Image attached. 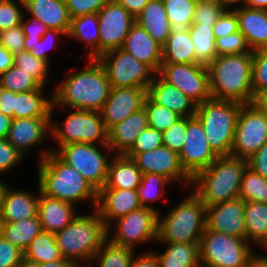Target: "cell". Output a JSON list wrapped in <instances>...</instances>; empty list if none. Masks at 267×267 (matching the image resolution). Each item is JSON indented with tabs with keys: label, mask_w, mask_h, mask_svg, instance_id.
<instances>
[{
	"label": "cell",
	"mask_w": 267,
	"mask_h": 267,
	"mask_svg": "<svg viewBox=\"0 0 267 267\" xmlns=\"http://www.w3.org/2000/svg\"><path fill=\"white\" fill-rule=\"evenodd\" d=\"M86 67L67 76L54 90L56 106L100 112L111 89L106 72L97 59H88Z\"/></svg>",
	"instance_id": "1"
},
{
	"label": "cell",
	"mask_w": 267,
	"mask_h": 267,
	"mask_svg": "<svg viewBox=\"0 0 267 267\" xmlns=\"http://www.w3.org/2000/svg\"><path fill=\"white\" fill-rule=\"evenodd\" d=\"M39 155L38 187L42 194L73 204L92 200L93 210L96 208L98 191L90 182L51 149H44Z\"/></svg>",
	"instance_id": "2"
},
{
	"label": "cell",
	"mask_w": 267,
	"mask_h": 267,
	"mask_svg": "<svg viewBox=\"0 0 267 267\" xmlns=\"http://www.w3.org/2000/svg\"><path fill=\"white\" fill-rule=\"evenodd\" d=\"M253 52L217 56L208 66L212 99L254 103Z\"/></svg>",
	"instance_id": "3"
},
{
	"label": "cell",
	"mask_w": 267,
	"mask_h": 267,
	"mask_svg": "<svg viewBox=\"0 0 267 267\" xmlns=\"http://www.w3.org/2000/svg\"><path fill=\"white\" fill-rule=\"evenodd\" d=\"M247 167L245 159L218 156L208 168L191 178V184H196L193 193L206 207L237 198Z\"/></svg>",
	"instance_id": "4"
},
{
	"label": "cell",
	"mask_w": 267,
	"mask_h": 267,
	"mask_svg": "<svg viewBox=\"0 0 267 267\" xmlns=\"http://www.w3.org/2000/svg\"><path fill=\"white\" fill-rule=\"evenodd\" d=\"M54 235L62 256L82 267L80 262L92 261L107 239V227L94 209L90 215L78 214L68 226Z\"/></svg>",
	"instance_id": "5"
},
{
	"label": "cell",
	"mask_w": 267,
	"mask_h": 267,
	"mask_svg": "<svg viewBox=\"0 0 267 267\" xmlns=\"http://www.w3.org/2000/svg\"><path fill=\"white\" fill-rule=\"evenodd\" d=\"M206 229V206L192 192L165 217L158 215V238L162 243H199Z\"/></svg>",
	"instance_id": "6"
},
{
	"label": "cell",
	"mask_w": 267,
	"mask_h": 267,
	"mask_svg": "<svg viewBox=\"0 0 267 267\" xmlns=\"http://www.w3.org/2000/svg\"><path fill=\"white\" fill-rule=\"evenodd\" d=\"M243 104L210 99L196 106L195 117L203 126L205 137L218 156H230L237 117Z\"/></svg>",
	"instance_id": "7"
},
{
	"label": "cell",
	"mask_w": 267,
	"mask_h": 267,
	"mask_svg": "<svg viewBox=\"0 0 267 267\" xmlns=\"http://www.w3.org/2000/svg\"><path fill=\"white\" fill-rule=\"evenodd\" d=\"M248 243L206 227L199 242L201 267H250L254 251Z\"/></svg>",
	"instance_id": "8"
},
{
	"label": "cell",
	"mask_w": 267,
	"mask_h": 267,
	"mask_svg": "<svg viewBox=\"0 0 267 267\" xmlns=\"http://www.w3.org/2000/svg\"><path fill=\"white\" fill-rule=\"evenodd\" d=\"M63 125V127L59 126L50 120V134L57 141L59 147L52 152L56 153L62 146L71 143L95 145L98 142L104 149L109 148L108 130L100 112L74 109L66 116Z\"/></svg>",
	"instance_id": "9"
},
{
	"label": "cell",
	"mask_w": 267,
	"mask_h": 267,
	"mask_svg": "<svg viewBox=\"0 0 267 267\" xmlns=\"http://www.w3.org/2000/svg\"><path fill=\"white\" fill-rule=\"evenodd\" d=\"M97 60L104 68L110 86L114 88L141 87L148 90L157 74L149 65L121 48L108 51Z\"/></svg>",
	"instance_id": "10"
},
{
	"label": "cell",
	"mask_w": 267,
	"mask_h": 267,
	"mask_svg": "<svg viewBox=\"0 0 267 267\" xmlns=\"http://www.w3.org/2000/svg\"><path fill=\"white\" fill-rule=\"evenodd\" d=\"M267 142V115L255 104L239 111L230 156L248 160Z\"/></svg>",
	"instance_id": "11"
},
{
	"label": "cell",
	"mask_w": 267,
	"mask_h": 267,
	"mask_svg": "<svg viewBox=\"0 0 267 267\" xmlns=\"http://www.w3.org/2000/svg\"><path fill=\"white\" fill-rule=\"evenodd\" d=\"M98 145L86 143H71L62 146L56 154L68 165L77 170L97 190H101L106 183L108 167V153L112 150L106 148L102 153Z\"/></svg>",
	"instance_id": "12"
},
{
	"label": "cell",
	"mask_w": 267,
	"mask_h": 267,
	"mask_svg": "<svg viewBox=\"0 0 267 267\" xmlns=\"http://www.w3.org/2000/svg\"><path fill=\"white\" fill-rule=\"evenodd\" d=\"M157 75L196 105L210 100L208 68L202 64L162 63Z\"/></svg>",
	"instance_id": "13"
},
{
	"label": "cell",
	"mask_w": 267,
	"mask_h": 267,
	"mask_svg": "<svg viewBox=\"0 0 267 267\" xmlns=\"http://www.w3.org/2000/svg\"><path fill=\"white\" fill-rule=\"evenodd\" d=\"M158 215L156 210L141 207L116 221V233L109 239L116 245L134 249L137 244L157 241Z\"/></svg>",
	"instance_id": "14"
},
{
	"label": "cell",
	"mask_w": 267,
	"mask_h": 267,
	"mask_svg": "<svg viewBox=\"0 0 267 267\" xmlns=\"http://www.w3.org/2000/svg\"><path fill=\"white\" fill-rule=\"evenodd\" d=\"M99 21V56L121 48L135 17L114 0L106 3L97 13Z\"/></svg>",
	"instance_id": "15"
},
{
	"label": "cell",
	"mask_w": 267,
	"mask_h": 267,
	"mask_svg": "<svg viewBox=\"0 0 267 267\" xmlns=\"http://www.w3.org/2000/svg\"><path fill=\"white\" fill-rule=\"evenodd\" d=\"M218 157L206 140L200 121L187 117L186 140L179 159L184 171L192 178L197 172L208 168Z\"/></svg>",
	"instance_id": "16"
},
{
	"label": "cell",
	"mask_w": 267,
	"mask_h": 267,
	"mask_svg": "<svg viewBox=\"0 0 267 267\" xmlns=\"http://www.w3.org/2000/svg\"><path fill=\"white\" fill-rule=\"evenodd\" d=\"M124 155L135 162L142 174H162L172 182L180 180L191 184V177L182 168L179 154L167 146L162 145L143 153H125Z\"/></svg>",
	"instance_id": "17"
},
{
	"label": "cell",
	"mask_w": 267,
	"mask_h": 267,
	"mask_svg": "<svg viewBox=\"0 0 267 267\" xmlns=\"http://www.w3.org/2000/svg\"><path fill=\"white\" fill-rule=\"evenodd\" d=\"M147 89L141 87H111L100 113L106 129L122 122L132 113L143 108Z\"/></svg>",
	"instance_id": "18"
},
{
	"label": "cell",
	"mask_w": 267,
	"mask_h": 267,
	"mask_svg": "<svg viewBox=\"0 0 267 267\" xmlns=\"http://www.w3.org/2000/svg\"><path fill=\"white\" fill-rule=\"evenodd\" d=\"M245 201L240 197L206 207V227L246 240Z\"/></svg>",
	"instance_id": "19"
},
{
	"label": "cell",
	"mask_w": 267,
	"mask_h": 267,
	"mask_svg": "<svg viewBox=\"0 0 267 267\" xmlns=\"http://www.w3.org/2000/svg\"><path fill=\"white\" fill-rule=\"evenodd\" d=\"M137 190L102 188L98 191L95 210L107 227V235L111 232L112 220L127 215L141 208Z\"/></svg>",
	"instance_id": "20"
},
{
	"label": "cell",
	"mask_w": 267,
	"mask_h": 267,
	"mask_svg": "<svg viewBox=\"0 0 267 267\" xmlns=\"http://www.w3.org/2000/svg\"><path fill=\"white\" fill-rule=\"evenodd\" d=\"M51 117L14 118L11 120L7 140L21 154L34 145L45 142L47 133H50Z\"/></svg>",
	"instance_id": "21"
},
{
	"label": "cell",
	"mask_w": 267,
	"mask_h": 267,
	"mask_svg": "<svg viewBox=\"0 0 267 267\" xmlns=\"http://www.w3.org/2000/svg\"><path fill=\"white\" fill-rule=\"evenodd\" d=\"M121 49L132 54L138 61L149 65L158 73L162 64V45L155 41L138 23H134Z\"/></svg>",
	"instance_id": "22"
},
{
	"label": "cell",
	"mask_w": 267,
	"mask_h": 267,
	"mask_svg": "<svg viewBox=\"0 0 267 267\" xmlns=\"http://www.w3.org/2000/svg\"><path fill=\"white\" fill-rule=\"evenodd\" d=\"M148 127L147 113L140 109L108 131V146L116 154H125L137 137Z\"/></svg>",
	"instance_id": "23"
},
{
	"label": "cell",
	"mask_w": 267,
	"mask_h": 267,
	"mask_svg": "<svg viewBox=\"0 0 267 267\" xmlns=\"http://www.w3.org/2000/svg\"><path fill=\"white\" fill-rule=\"evenodd\" d=\"M74 211L73 203L47 197L40 192L38 216L44 232L55 234L63 230L77 217Z\"/></svg>",
	"instance_id": "24"
},
{
	"label": "cell",
	"mask_w": 267,
	"mask_h": 267,
	"mask_svg": "<svg viewBox=\"0 0 267 267\" xmlns=\"http://www.w3.org/2000/svg\"><path fill=\"white\" fill-rule=\"evenodd\" d=\"M40 188L37 195L30 191L9 187L5 190L0 217L4 222H15L38 216Z\"/></svg>",
	"instance_id": "25"
},
{
	"label": "cell",
	"mask_w": 267,
	"mask_h": 267,
	"mask_svg": "<svg viewBox=\"0 0 267 267\" xmlns=\"http://www.w3.org/2000/svg\"><path fill=\"white\" fill-rule=\"evenodd\" d=\"M147 95L157 104L165 106L181 117H194L196 104L176 87L163 81L157 74Z\"/></svg>",
	"instance_id": "26"
},
{
	"label": "cell",
	"mask_w": 267,
	"mask_h": 267,
	"mask_svg": "<svg viewBox=\"0 0 267 267\" xmlns=\"http://www.w3.org/2000/svg\"><path fill=\"white\" fill-rule=\"evenodd\" d=\"M241 6L233 10L238 18L239 31L251 51L267 47V10Z\"/></svg>",
	"instance_id": "27"
},
{
	"label": "cell",
	"mask_w": 267,
	"mask_h": 267,
	"mask_svg": "<svg viewBox=\"0 0 267 267\" xmlns=\"http://www.w3.org/2000/svg\"><path fill=\"white\" fill-rule=\"evenodd\" d=\"M24 4V9L32 17L41 20L49 29L63 31L67 36L71 18L65 0H24Z\"/></svg>",
	"instance_id": "28"
},
{
	"label": "cell",
	"mask_w": 267,
	"mask_h": 267,
	"mask_svg": "<svg viewBox=\"0 0 267 267\" xmlns=\"http://www.w3.org/2000/svg\"><path fill=\"white\" fill-rule=\"evenodd\" d=\"M135 22L162 46L166 43L171 25L166 14L163 0H149Z\"/></svg>",
	"instance_id": "29"
},
{
	"label": "cell",
	"mask_w": 267,
	"mask_h": 267,
	"mask_svg": "<svg viewBox=\"0 0 267 267\" xmlns=\"http://www.w3.org/2000/svg\"><path fill=\"white\" fill-rule=\"evenodd\" d=\"M141 179L142 172L135 162L124 154H116L110 160L107 180L103 188L137 190Z\"/></svg>",
	"instance_id": "30"
},
{
	"label": "cell",
	"mask_w": 267,
	"mask_h": 267,
	"mask_svg": "<svg viewBox=\"0 0 267 267\" xmlns=\"http://www.w3.org/2000/svg\"><path fill=\"white\" fill-rule=\"evenodd\" d=\"M44 87L28 92L16 93L14 118L51 117L54 108L53 96L44 97Z\"/></svg>",
	"instance_id": "31"
},
{
	"label": "cell",
	"mask_w": 267,
	"mask_h": 267,
	"mask_svg": "<svg viewBox=\"0 0 267 267\" xmlns=\"http://www.w3.org/2000/svg\"><path fill=\"white\" fill-rule=\"evenodd\" d=\"M99 21L97 13L85 14L71 18L70 29L67 37L84 42L90 48L88 59L99 57Z\"/></svg>",
	"instance_id": "32"
},
{
	"label": "cell",
	"mask_w": 267,
	"mask_h": 267,
	"mask_svg": "<svg viewBox=\"0 0 267 267\" xmlns=\"http://www.w3.org/2000/svg\"><path fill=\"white\" fill-rule=\"evenodd\" d=\"M246 240L267 250V203L245 202Z\"/></svg>",
	"instance_id": "33"
},
{
	"label": "cell",
	"mask_w": 267,
	"mask_h": 267,
	"mask_svg": "<svg viewBox=\"0 0 267 267\" xmlns=\"http://www.w3.org/2000/svg\"><path fill=\"white\" fill-rule=\"evenodd\" d=\"M162 63L198 64L189 31L170 33L162 46Z\"/></svg>",
	"instance_id": "34"
},
{
	"label": "cell",
	"mask_w": 267,
	"mask_h": 267,
	"mask_svg": "<svg viewBox=\"0 0 267 267\" xmlns=\"http://www.w3.org/2000/svg\"><path fill=\"white\" fill-rule=\"evenodd\" d=\"M166 250L157 254L160 267H201L199 243H164Z\"/></svg>",
	"instance_id": "35"
},
{
	"label": "cell",
	"mask_w": 267,
	"mask_h": 267,
	"mask_svg": "<svg viewBox=\"0 0 267 267\" xmlns=\"http://www.w3.org/2000/svg\"><path fill=\"white\" fill-rule=\"evenodd\" d=\"M42 231L39 216H35L15 222H4L3 238L24 252Z\"/></svg>",
	"instance_id": "36"
},
{
	"label": "cell",
	"mask_w": 267,
	"mask_h": 267,
	"mask_svg": "<svg viewBox=\"0 0 267 267\" xmlns=\"http://www.w3.org/2000/svg\"><path fill=\"white\" fill-rule=\"evenodd\" d=\"M53 233L42 231L24 250V260L36 265L62 260Z\"/></svg>",
	"instance_id": "37"
},
{
	"label": "cell",
	"mask_w": 267,
	"mask_h": 267,
	"mask_svg": "<svg viewBox=\"0 0 267 267\" xmlns=\"http://www.w3.org/2000/svg\"><path fill=\"white\" fill-rule=\"evenodd\" d=\"M189 34L194 44L196 62L208 66L217 57L213 25L192 23Z\"/></svg>",
	"instance_id": "38"
},
{
	"label": "cell",
	"mask_w": 267,
	"mask_h": 267,
	"mask_svg": "<svg viewBox=\"0 0 267 267\" xmlns=\"http://www.w3.org/2000/svg\"><path fill=\"white\" fill-rule=\"evenodd\" d=\"M171 32H188L197 0H163Z\"/></svg>",
	"instance_id": "39"
},
{
	"label": "cell",
	"mask_w": 267,
	"mask_h": 267,
	"mask_svg": "<svg viewBox=\"0 0 267 267\" xmlns=\"http://www.w3.org/2000/svg\"><path fill=\"white\" fill-rule=\"evenodd\" d=\"M107 239L103 242L100 249L94 255L91 262L99 261L98 267H130L135 250L128 247L116 245Z\"/></svg>",
	"instance_id": "40"
},
{
	"label": "cell",
	"mask_w": 267,
	"mask_h": 267,
	"mask_svg": "<svg viewBox=\"0 0 267 267\" xmlns=\"http://www.w3.org/2000/svg\"><path fill=\"white\" fill-rule=\"evenodd\" d=\"M172 181L162 174L144 173L137 194L142 207L159 211L148 204L163 197L165 186L171 185Z\"/></svg>",
	"instance_id": "41"
},
{
	"label": "cell",
	"mask_w": 267,
	"mask_h": 267,
	"mask_svg": "<svg viewBox=\"0 0 267 267\" xmlns=\"http://www.w3.org/2000/svg\"><path fill=\"white\" fill-rule=\"evenodd\" d=\"M239 197L245 202L267 203V179L247 167L242 177Z\"/></svg>",
	"instance_id": "42"
},
{
	"label": "cell",
	"mask_w": 267,
	"mask_h": 267,
	"mask_svg": "<svg viewBox=\"0 0 267 267\" xmlns=\"http://www.w3.org/2000/svg\"><path fill=\"white\" fill-rule=\"evenodd\" d=\"M0 87L16 93L42 88L32 76L14 65L0 74Z\"/></svg>",
	"instance_id": "43"
},
{
	"label": "cell",
	"mask_w": 267,
	"mask_h": 267,
	"mask_svg": "<svg viewBox=\"0 0 267 267\" xmlns=\"http://www.w3.org/2000/svg\"><path fill=\"white\" fill-rule=\"evenodd\" d=\"M143 107L147 113L148 127L160 132L166 131L181 118V116L165 106L155 103L148 95L145 98Z\"/></svg>",
	"instance_id": "44"
},
{
	"label": "cell",
	"mask_w": 267,
	"mask_h": 267,
	"mask_svg": "<svg viewBox=\"0 0 267 267\" xmlns=\"http://www.w3.org/2000/svg\"><path fill=\"white\" fill-rule=\"evenodd\" d=\"M14 66L32 76L42 87L48 81L49 63L36 58L28 51L14 54Z\"/></svg>",
	"instance_id": "45"
},
{
	"label": "cell",
	"mask_w": 267,
	"mask_h": 267,
	"mask_svg": "<svg viewBox=\"0 0 267 267\" xmlns=\"http://www.w3.org/2000/svg\"><path fill=\"white\" fill-rule=\"evenodd\" d=\"M252 88L254 100L267 93V47L253 51Z\"/></svg>",
	"instance_id": "46"
},
{
	"label": "cell",
	"mask_w": 267,
	"mask_h": 267,
	"mask_svg": "<svg viewBox=\"0 0 267 267\" xmlns=\"http://www.w3.org/2000/svg\"><path fill=\"white\" fill-rule=\"evenodd\" d=\"M0 0V32L21 25L25 15L20 8H25L24 0Z\"/></svg>",
	"instance_id": "47"
},
{
	"label": "cell",
	"mask_w": 267,
	"mask_h": 267,
	"mask_svg": "<svg viewBox=\"0 0 267 267\" xmlns=\"http://www.w3.org/2000/svg\"><path fill=\"white\" fill-rule=\"evenodd\" d=\"M217 56L237 55L251 51L244 35L237 31L223 38L215 39Z\"/></svg>",
	"instance_id": "48"
},
{
	"label": "cell",
	"mask_w": 267,
	"mask_h": 267,
	"mask_svg": "<svg viewBox=\"0 0 267 267\" xmlns=\"http://www.w3.org/2000/svg\"><path fill=\"white\" fill-rule=\"evenodd\" d=\"M225 9L226 7L218 1L197 0L193 23L214 25Z\"/></svg>",
	"instance_id": "49"
},
{
	"label": "cell",
	"mask_w": 267,
	"mask_h": 267,
	"mask_svg": "<svg viewBox=\"0 0 267 267\" xmlns=\"http://www.w3.org/2000/svg\"><path fill=\"white\" fill-rule=\"evenodd\" d=\"M187 117H181L170 128L162 132L163 145L180 154L186 140Z\"/></svg>",
	"instance_id": "50"
},
{
	"label": "cell",
	"mask_w": 267,
	"mask_h": 267,
	"mask_svg": "<svg viewBox=\"0 0 267 267\" xmlns=\"http://www.w3.org/2000/svg\"><path fill=\"white\" fill-rule=\"evenodd\" d=\"M59 35L66 36L63 31L48 29L39 42H35L34 44H24V51H28L36 58L49 63L47 51L54 47L53 45L57 42L56 40H58Z\"/></svg>",
	"instance_id": "51"
},
{
	"label": "cell",
	"mask_w": 267,
	"mask_h": 267,
	"mask_svg": "<svg viewBox=\"0 0 267 267\" xmlns=\"http://www.w3.org/2000/svg\"><path fill=\"white\" fill-rule=\"evenodd\" d=\"M163 145L162 132L147 127L126 153H143Z\"/></svg>",
	"instance_id": "52"
},
{
	"label": "cell",
	"mask_w": 267,
	"mask_h": 267,
	"mask_svg": "<svg viewBox=\"0 0 267 267\" xmlns=\"http://www.w3.org/2000/svg\"><path fill=\"white\" fill-rule=\"evenodd\" d=\"M70 18L85 14L98 13L99 10L112 0H65Z\"/></svg>",
	"instance_id": "53"
},
{
	"label": "cell",
	"mask_w": 267,
	"mask_h": 267,
	"mask_svg": "<svg viewBox=\"0 0 267 267\" xmlns=\"http://www.w3.org/2000/svg\"><path fill=\"white\" fill-rule=\"evenodd\" d=\"M24 40L21 25L0 32V45L13 55L24 51Z\"/></svg>",
	"instance_id": "54"
},
{
	"label": "cell",
	"mask_w": 267,
	"mask_h": 267,
	"mask_svg": "<svg viewBox=\"0 0 267 267\" xmlns=\"http://www.w3.org/2000/svg\"><path fill=\"white\" fill-rule=\"evenodd\" d=\"M237 31H239V26L235 11L225 9L213 25L215 39L223 38Z\"/></svg>",
	"instance_id": "55"
},
{
	"label": "cell",
	"mask_w": 267,
	"mask_h": 267,
	"mask_svg": "<svg viewBox=\"0 0 267 267\" xmlns=\"http://www.w3.org/2000/svg\"><path fill=\"white\" fill-rule=\"evenodd\" d=\"M24 155L21 154L7 138H0V174L17 166Z\"/></svg>",
	"instance_id": "56"
},
{
	"label": "cell",
	"mask_w": 267,
	"mask_h": 267,
	"mask_svg": "<svg viewBox=\"0 0 267 267\" xmlns=\"http://www.w3.org/2000/svg\"><path fill=\"white\" fill-rule=\"evenodd\" d=\"M24 261V252L6 241L0 239V267H19Z\"/></svg>",
	"instance_id": "57"
},
{
	"label": "cell",
	"mask_w": 267,
	"mask_h": 267,
	"mask_svg": "<svg viewBox=\"0 0 267 267\" xmlns=\"http://www.w3.org/2000/svg\"><path fill=\"white\" fill-rule=\"evenodd\" d=\"M24 19L23 16L21 26L25 35L24 44H34L35 42H39L49 28L37 18L32 17L28 20Z\"/></svg>",
	"instance_id": "58"
},
{
	"label": "cell",
	"mask_w": 267,
	"mask_h": 267,
	"mask_svg": "<svg viewBox=\"0 0 267 267\" xmlns=\"http://www.w3.org/2000/svg\"><path fill=\"white\" fill-rule=\"evenodd\" d=\"M247 162L252 171L267 179V142Z\"/></svg>",
	"instance_id": "59"
},
{
	"label": "cell",
	"mask_w": 267,
	"mask_h": 267,
	"mask_svg": "<svg viewBox=\"0 0 267 267\" xmlns=\"http://www.w3.org/2000/svg\"><path fill=\"white\" fill-rule=\"evenodd\" d=\"M16 92L0 87V112L14 119Z\"/></svg>",
	"instance_id": "60"
},
{
	"label": "cell",
	"mask_w": 267,
	"mask_h": 267,
	"mask_svg": "<svg viewBox=\"0 0 267 267\" xmlns=\"http://www.w3.org/2000/svg\"><path fill=\"white\" fill-rule=\"evenodd\" d=\"M139 256H133L130 267H160L159 260L154 251H146Z\"/></svg>",
	"instance_id": "61"
},
{
	"label": "cell",
	"mask_w": 267,
	"mask_h": 267,
	"mask_svg": "<svg viewBox=\"0 0 267 267\" xmlns=\"http://www.w3.org/2000/svg\"><path fill=\"white\" fill-rule=\"evenodd\" d=\"M117 4L123 6L135 18L142 12L149 0H114Z\"/></svg>",
	"instance_id": "62"
},
{
	"label": "cell",
	"mask_w": 267,
	"mask_h": 267,
	"mask_svg": "<svg viewBox=\"0 0 267 267\" xmlns=\"http://www.w3.org/2000/svg\"><path fill=\"white\" fill-rule=\"evenodd\" d=\"M14 65V55L0 45V74Z\"/></svg>",
	"instance_id": "63"
},
{
	"label": "cell",
	"mask_w": 267,
	"mask_h": 267,
	"mask_svg": "<svg viewBox=\"0 0 267 267\" xmlns=\"http://www.w3.org/2000/svg\"><path fill=\"white\" fill-rule=\"evenodd\" d=\"M12 118L0 112V138H7Z\"/></svg>",
	"instance_id": "64"
},
{
	"label": "cell",
	"mask_w": 267,
	"mask_h": 267,
	"mask_svg": "<svg viewBox=\"0 0 267 267\" xmlns=\"http://www.w3.org/2000/svg\"><path fill=\"white\" fill-rule=\"evenodd\" d=\"M240 5L252 9L267 10V0H242Z\"/></svg>",
	"instance_id": "65"
},
{
	"label": "cell",
	"mask_w": 267,
	"mask_h": 267,
	"mask_svg": "<svg viewBox=\"0 0 267 267\" xmlns=\"http://www.w3.org/2000/svg\"><path fill=\"white\" fill-rule=\"evenodd\" d=\"M38 266L39 267H78L75 263L65 258H63L62 260L54 261V262L39 264Z\"/></svg>",
	"instance_id": "66"
},
{
	"label": "cell",
	"mask_w": 267,
	"mask_h": 267,
	"mask_svg": "<svg viewBox=\"0 0 267 267\" xmlns=\"http://www.w3.org/2000/svg\"><path fill=\"white\" fill-rule=\"evenodd\" d=\"M250 267H267V256L253 254Z\"/></svg>",
	"instance_id": "67"
},
{
	"label": "cell",
	"mask_w": 267,
	"mask_h": 267,
	"mask_svg": "<svg viewBox=\"0 0 267 267\" xmlns=\"http://www.w3.org/2000/svg\"><path fill=\"white\" fill-rule=\"evenodd\" d=\"M254 103L267 115V93L260 94Z\"/></svg>",
	"instance_id": "68"
},
{
	"label": "cell",
	"mask_w": 267,
	"mask_h": 267,
	"mask_svg": "<svg viewBox=\"0 0 267 267\" xmlns=\"http://www.w3.org/2000/svg\"><path fill=\"white\" fill-rule=\"evenodd\" d=\"M3 182L4 181L0 179V214H1L2 204H3V196L7 188V183L5 184V182L4 183Z\"/></svg>",
	"instance_id": "69"
},
{
	"label": "cell",
	"mask_w": 267,
	"mask_h": 267,
	"mask_svg": "<svg viewBox=\"0 0 267 267\" xmlns=\"http://www.w3.org/2000/svg\"><path fill=\"white\" fill-rule=\"evenodd\" d=\"M242 0H219L226 8L235 4H241Z\"/></svg>",
	"instance_id": "70"
},
{
	"label": "cell",
	"mask_w": 267,
	"mask_h": 267,
	"mask_svg": "<svg viewBox=\"0 0 267 267\" xmlns=\"http://www.w3.org/2000/svg\"><path fill=\"white\" fill-rule=\"evenodd\" d=\"M19 267H39V266L24 260L23 263Z\"/></svg>",
	"instance_id": "71"
},
{
	"label": "cell",
	"mask_w": 267,
	"mask_h": 267,
	"mask_svg": "<svg viewBox=\"0 0 267 267\" xmlns=\"http://www.w3.org/2000/svg\"><path fill=\"white\" fill-rule=\"evenodd\" d=\"M3 226H4V221L0 217V239L3 237Z\"/></svg>",
	"instance_id": "72"
}]
</instances>
